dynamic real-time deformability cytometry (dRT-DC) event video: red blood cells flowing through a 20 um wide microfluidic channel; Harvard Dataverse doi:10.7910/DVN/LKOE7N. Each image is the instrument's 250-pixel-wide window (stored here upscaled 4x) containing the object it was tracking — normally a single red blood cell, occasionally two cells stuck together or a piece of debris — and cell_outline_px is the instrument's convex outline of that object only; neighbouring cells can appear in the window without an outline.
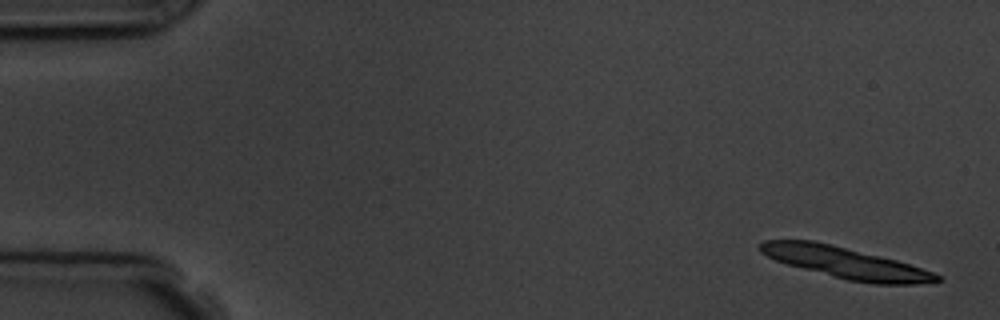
{"species": "common noctule bat (a hibernating species)", "species_latin": "Nyctalus noctula", "temperature_condition": "room temperature", "stored_images_in_passage": 4, "camera_frame_rate_fps": 3000, "um_per_image_px": 0.085, "animal": {"sex": "male", "body_mass_g": 19.5, "forearm_length_mm": 54.6}, "frame": {"image": 1, "passage_image": 1, "time_ms": 0.0, "image_size_px": [1000, 320], "cell_outline_px": [[940, 280], [916, 284], [876, 284], [848, 280], [788, 264], [776, 260], [760, 252], [756, 248], [764, 240], [812, 240], [832, 244], [896, 260], [932, 272], [940, 276]], "centroid_in_image_um": [71.82, 22.32], "position_along_channel_um": 13.2, "area_um2": 31.62}}